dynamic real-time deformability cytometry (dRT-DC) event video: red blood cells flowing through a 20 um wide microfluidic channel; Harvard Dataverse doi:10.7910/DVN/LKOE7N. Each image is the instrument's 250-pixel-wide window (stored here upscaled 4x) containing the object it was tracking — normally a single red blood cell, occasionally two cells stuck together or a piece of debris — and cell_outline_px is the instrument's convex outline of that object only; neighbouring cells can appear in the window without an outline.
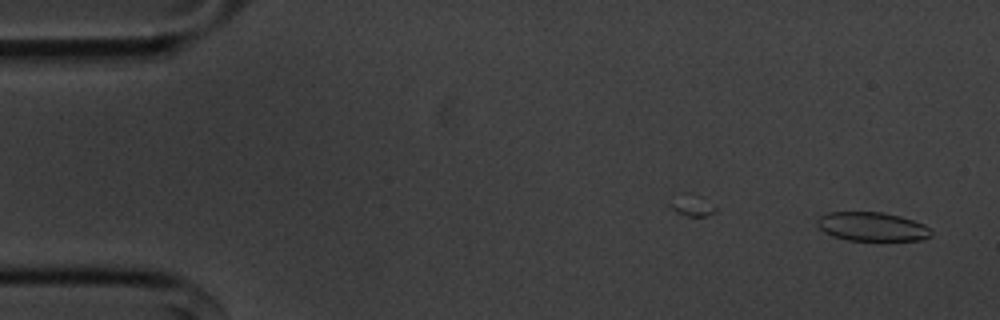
{"species": "common noctule bat (a hibernating species)", "species_latin": "Nyctalus noctula", "temperature_condition": "cold", "stored_images_in_passage": 49, "camera_frame_rate_fps": 3000, "um_per_image_px": 0.085, "animal": {"sex": "male", "body_mass_g": 20.1, "forearm_length_mm": 53.5}, "frame": {"image": 1, "passage_image": 2, "time_ms": 0.333, "image_size_px": [1000, 320], "cell_outline_px": [[932, 236], [920, 240], [880, 244], [848, 240], [832, 236], [824, 232], [816, 224], [816, 220], [820, 216], [828, 212], [884, 212], [900, 216], [924, 224], [932, 232]], "centroid_in_image_um": [74.15, 19.32], "position_along_channel_um": 10.8, "area_um2": 20.23}}
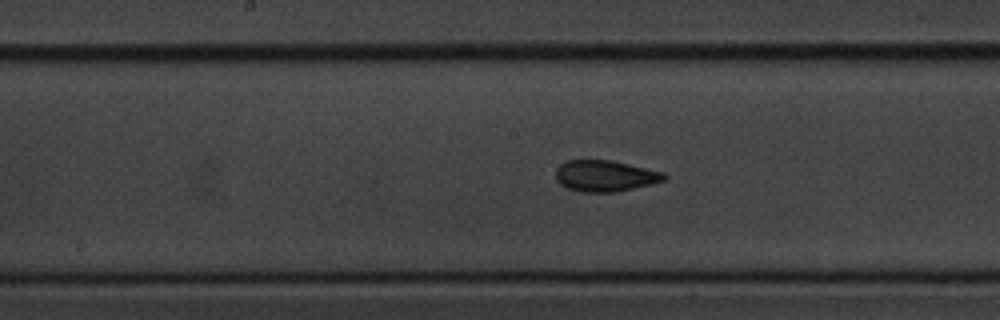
{"frame": {"image": 2, "passage_image": 27, "time_ms": 8.667, "image_size_px": [1000, 320], "cell_outline_px": [[668, 176], [664, 180], [652, 184], [616, 192], [584, 192], [568, 188], [560, 184], [556, 180], [556, 168], [560, 164], [568, 160], [612, 160], [664, 172]], "centroid_in_image_um": [51.44, 14.95], "position_along_channel_um": 196.8, "area_um2": 19.77}}
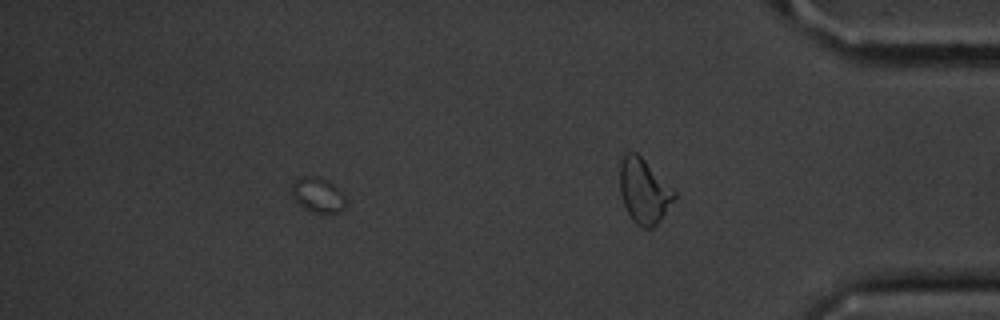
{"frame": {"image": 3, "passage_image": 43, "time_ms": 14.0, "image_size_px": [1000, 320], "cell_outline_px": [[344, 204], [336, 212], [308, 212], [292, 196], [292, 184], [296, 180], [304, 176], [316, 176], [328, 180], [344, 196]], "centroid_in_image_um": [26.96, 16.55], "position_along_channel_um": 408.2, "area_um2": 10.52}, "authors_computed_cell_mechanics": {"area_um2": 19.4786, "velocity_mm_per_s": 3.6271, "shape_relaxation_time_tau1_ms": 8.7766, "shape_relaxation_time_tau2_ms": 1.9629, "deformation_change_tau1": 0.156, "deformation_change_tau2": 0.0623}}